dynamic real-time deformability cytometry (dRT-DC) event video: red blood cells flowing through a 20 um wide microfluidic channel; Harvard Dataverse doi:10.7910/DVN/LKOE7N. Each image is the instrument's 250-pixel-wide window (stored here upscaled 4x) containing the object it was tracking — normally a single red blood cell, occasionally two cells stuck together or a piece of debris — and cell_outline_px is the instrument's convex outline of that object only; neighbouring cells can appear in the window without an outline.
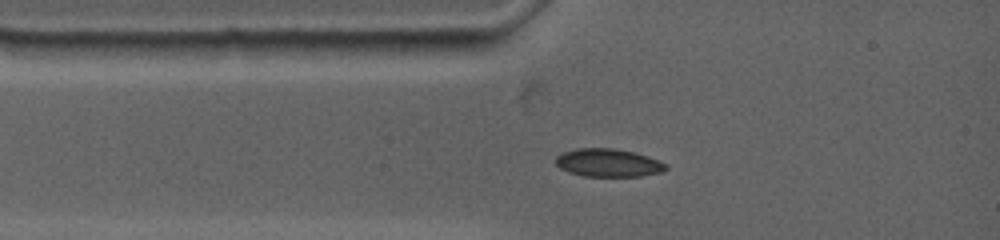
{"species": "common noctule bat (a hibernating species)", "species_latin": "Nyctalus noctula", "temperature_condition": "warm", "stored_images_in_passage": 33, "camera_frame_rate_fps": 4500, "um_per_image_px": 0.085, "animal": {"sex": "female", "body_mass_g": 19.0, "forearm_length_mm": 53.3}, "frame": {"image": 1, "passage_image": 1, "time_ms": 0.0, "image_size_px": [1000, 240], "cell_outline_px": [[668, 168], [660, 172], [640, 176], [584, 176], [568, 172], [560, 168], [556, 164], [556, 156], [564, 152], [576, 148], [616, 148], [648, 156], [668, 164]], "centroid_in_image_um": [51.7, 13.83], "position_along_channel_um": 33.3, "area_um2": 17.98}}
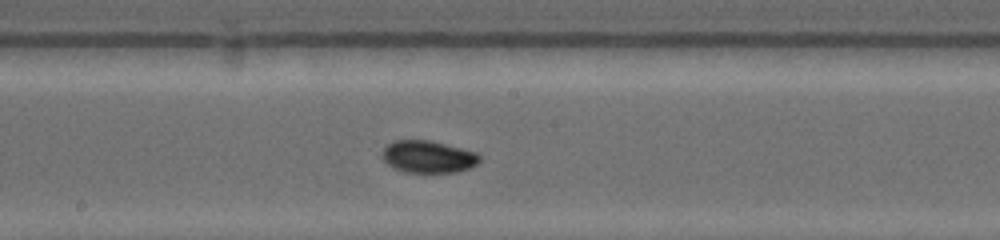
{"frame": {"image": 2, "passage_image": 15, "time_ms": 4.889, "image_size_px": [1000, 240], "cell_outline_px": [[480, 160], [476, 164], [468, 168], [456, 172], [400, 172], [392, 168], [380, 156], [380, 152], [392, 140], [428, 140], [476, 152], [480, 156]], "centroid_in_image_um": [36.32, 13.32], "position_along_channel_um": 211.9, "area_um2": 18.32}}
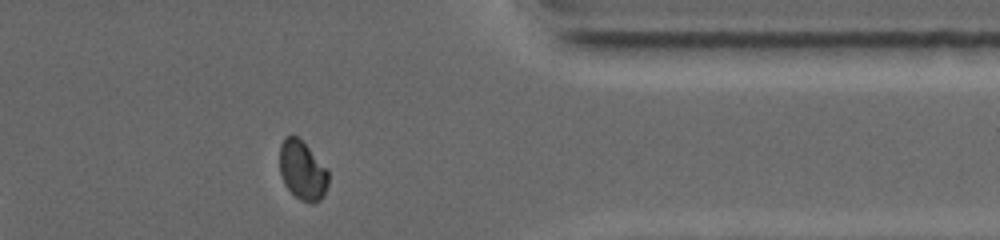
{"frame": {"image": 3, "passage_image": 28, "time_ms": 10.0, "image_size_px": [1000, 240], "cell_outline_px": [[328, 184], [324, 196], [320, 200], [312, 204], [300, 200], [284, 184], [280, 172], [280, 144], [284, 136], [292, 132], [328, 168]], "centroid_in_image_um": [25.7, 14.48], "position_along_channel_um": 385.7, "area_um2": 16.94}, "authors_computed_cell_mechanics": {"area_um2": 17.7446, "velocity_mm_per_s": 3.702, "shape_relaxation_time_tau1_ms": 8.5738, "shape_relaxation_time_tau2_ms": null, "deformation_change_tau1": 0.1515, "deformation_change_tau2": null}}